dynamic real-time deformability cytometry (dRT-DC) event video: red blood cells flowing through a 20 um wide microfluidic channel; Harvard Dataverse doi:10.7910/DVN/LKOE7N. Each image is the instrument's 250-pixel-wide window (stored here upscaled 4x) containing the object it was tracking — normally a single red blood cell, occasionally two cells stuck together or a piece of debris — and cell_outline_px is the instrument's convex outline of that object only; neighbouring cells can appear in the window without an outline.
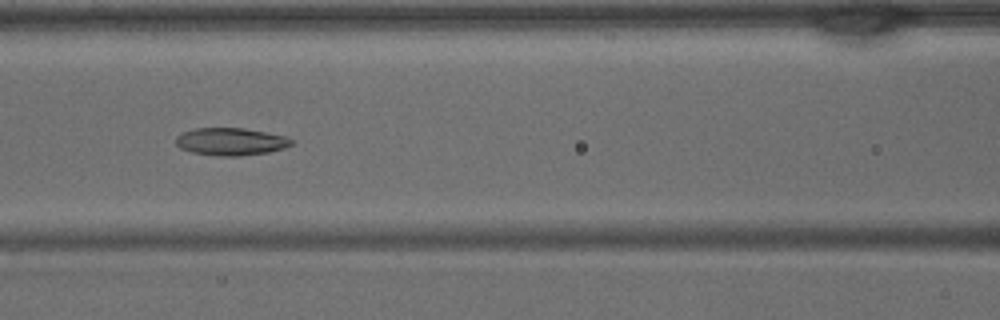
{"species": "common noctule bat (a hibernating species)", "species_latin": "Nyctalus noctula", "temperature_condition": "warm", "stored_images_in_passage": 41, "camera_frame_rate_fps": 3000, "um_per_image_px": 0.085, "animal": {"sex": "male", "body_mass_g": 15.6}, "frame": {"image": 1, "passage_image": 18, "time_ms": 5.667, "image_size_px": [1000, 320], "cell_outline_px": [[296, 140], [292, 144], [284, 148], [268, 152], [240, 156], [220, 156], [192, 152], [180, 148], [176, 144], [176, 136], [184, 132], [196, 128], [244, 128], [284, 136]], "centroid_in_image_um": [19.63, 12.04], "position_along_channel_um": 147.0, "area_um2": 18.44}}
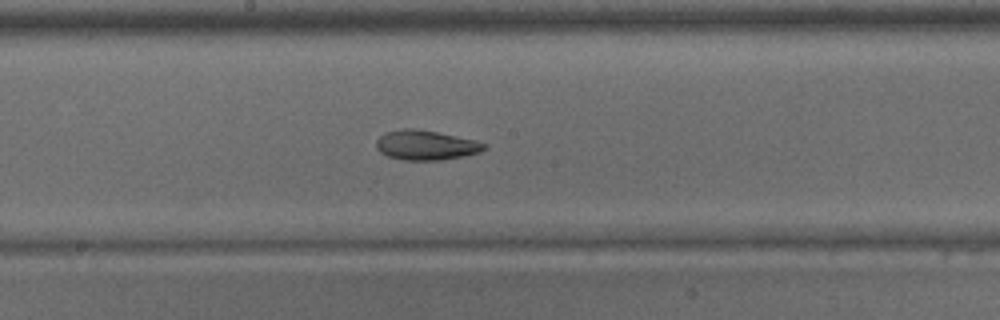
{"frame": {"image": 2, "passage_image": 22, "time_ms": 7.0, "image_size_px": [1000, 320], "cell_outline_px": [[488, 148], [480, 152], [464, 156], [440, 160], [404, 160], [388, 156], [380, 152], [376, 148], [376, 140], [384, 132], [400, 128], [412, 128], [436, 132], [472, 140], [488, 144]], "centroid_in_image_um": [36.17, 12.34], "position_along_channel_um": 212.0, "area_um2": 18.67}}
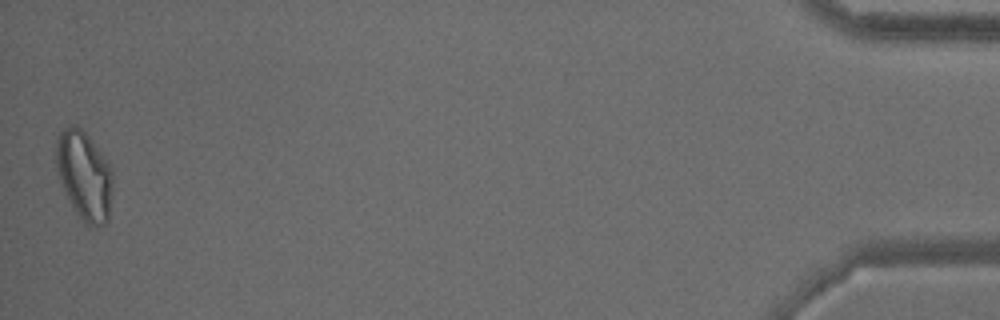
{"frame": {"image": 3, "passage_image": 41, "time_ms": 13.333, "image_size_px": [1000, 320], "cell_outline_px": [[112, 188], [108, 220], [104, 224], [88, 228], [72, 204], [64, 188], [56, 168], [56, 140], [60, 132], [64, 128], [76, 124], [88, 136], [108, 164], [112, 172]], "centroid_in_image_um": [7.16, 14.92], "position_along_channel_um": 428.0, "area_um2": 28.61}}